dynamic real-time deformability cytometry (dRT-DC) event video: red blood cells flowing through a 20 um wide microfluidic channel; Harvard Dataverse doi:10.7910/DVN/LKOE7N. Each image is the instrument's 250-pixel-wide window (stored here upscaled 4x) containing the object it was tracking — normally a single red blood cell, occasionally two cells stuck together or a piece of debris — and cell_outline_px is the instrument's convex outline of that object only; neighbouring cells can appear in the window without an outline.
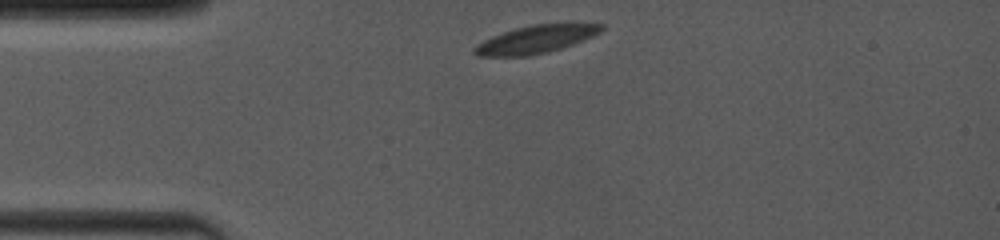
{"species": "common noctule bat (a hibernating species)", "species_latin": "Nyctalus noctula", "temperature_condition": "room temperature", "stored_images_in_passage": 44, "camera_frame_rate_fps": 4000, "um_per_image_px": 0.085, "animal": {"sex": "female", "body_mass_g": 19.0, "forearm_length_mm": 53.3}, "frame": {"image": 1, "passage_image": 1, "time_ms": 0.0, "image_size_px": [1000, 240], "cell_outline_px": [[604, 28], [600, 32], [584, 40], [548, 52], [528, 56], [476, 56], [472, 52], [472, 48], [476, 44], [492, 36], [516, 28], [532, 24], [572, 20], [604, 24]], "centroid_in_image_um": [45.63, 3.29], "position_along_channel_um": 39.4, "area_um2": 21.44}}
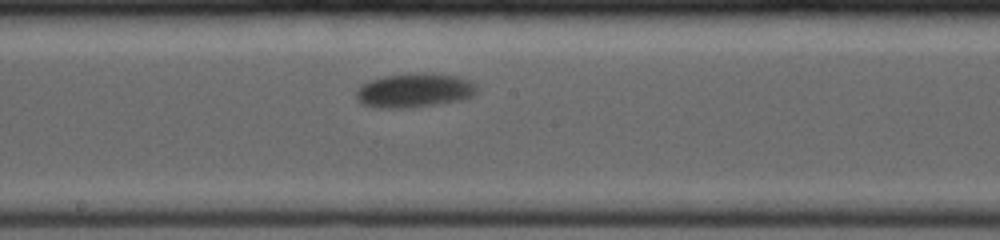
{"frame": {"image": 2, "passage_image": 28, "time_ms": 5.5, "image_size_px": [1000, 240], "cell_outline_px": [[476, 92], [472, 96], [464, 100], [412, 108], [376, 108], [360, 104], [356, 100], [356, 92], [360, 84], [384, 76], [412, 72], [456, 76], [468, 80], [476, 84]], "centroid_in_image_um": [35.18, 7.7], "position_along_channel_um": 213.0, "area_um2": 24.33}}
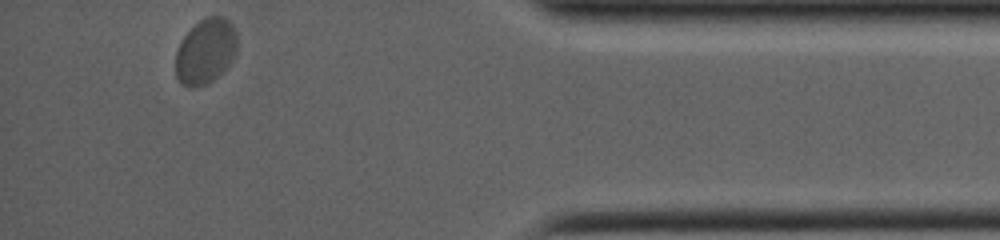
{"frame": {"image": 3, "passage_image": 44, "time_ms": 11.75, "image_size_px": [1000, 240], "cell_outline_px": [[236, 52], [232, 60], [208, 84], [196, 88], [188, 88], [180, 84], [176, 76], [176, 52], [180, 40], [200, 20], [208, 16], [224, 16], [232, 24], [236, 32]], "centroid_in_image_um": [17.45, 4.37], "position_along_channel_um": 417.8, "area_um2": 23.41}, "authors_computed_cell_mechanics": {"area_um2": 22.9755, "velocity_mm_per_s": 3.711, "shape_relaxation_time_tau1_ms": 1.6461, "shape_relaxation_time_tau2_ms": null, "deformation_change_tau1": 0.0595, "deformation_change_tau2": null}}